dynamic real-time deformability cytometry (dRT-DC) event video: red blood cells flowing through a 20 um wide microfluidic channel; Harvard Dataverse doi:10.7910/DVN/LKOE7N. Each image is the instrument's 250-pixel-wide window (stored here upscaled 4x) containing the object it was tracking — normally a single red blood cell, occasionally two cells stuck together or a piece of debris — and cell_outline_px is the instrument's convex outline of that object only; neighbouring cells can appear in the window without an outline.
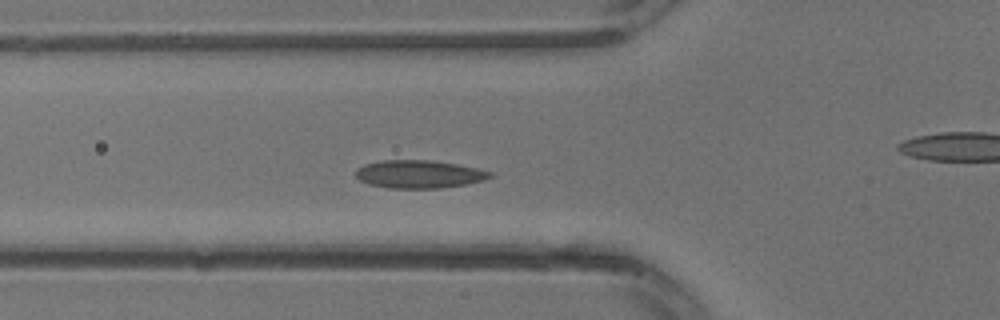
{"species": "common noctule bat (a hibernating species)", "species_latin": "Nyctalus noctula", "temperature_condition": "warm", "stored_images_in_passage": 20, "segment_of_instrument_passage": [1, 2], "camera_frame_rate_fps": 3000, "um_per_image_px": 0.085, "animal": {"sex": "male", "body_mass_g": 13.3}, "frame": {"image": 1, "passage_image": 9, "time_ms": 2.667, "image_size_px": [1000, 320], "cell_outline_px": [[492, 176], [484, 180], [468, 184], [440, 188], [388, 188], [368, 184], [360, 180], [356, 176], [356, 168], [364, 164], [380, 160], [428, 160], [456, 164], [476, 168], [492, 172]], "centroid_in_image_um": [35.59, 14.8], "position_along_channel_um": 90.2, "area_um2": 21.91}}
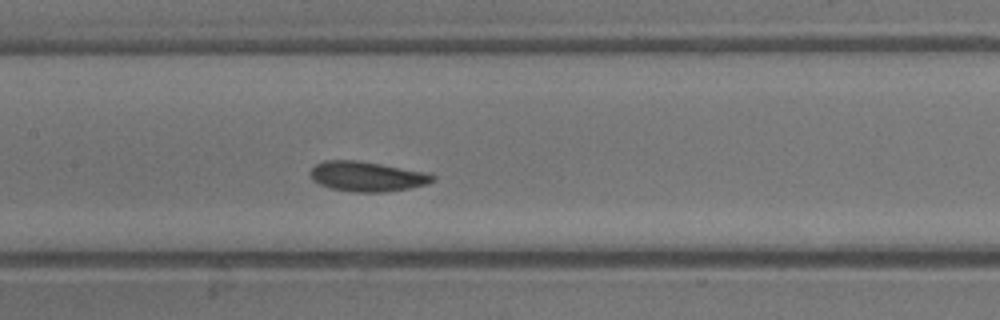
{"frame": {"image": 2, "passage_image": 13, "time_ms": 4.0, "image_size_px": [1000, 320], "cell_outline_px": [[436, 180], [428, 184], [408, 188], [384, 192], [352, 192], [332, 188], [320, 184], [312, 180], [308, 172], [316, 164], [324, 160], [360, 160], [428, 172], [436, 176]], "centroid_in_image_um": [31.22, 14.98], "position_along_channel_um": 176.2, "area_um2": 21.62}}
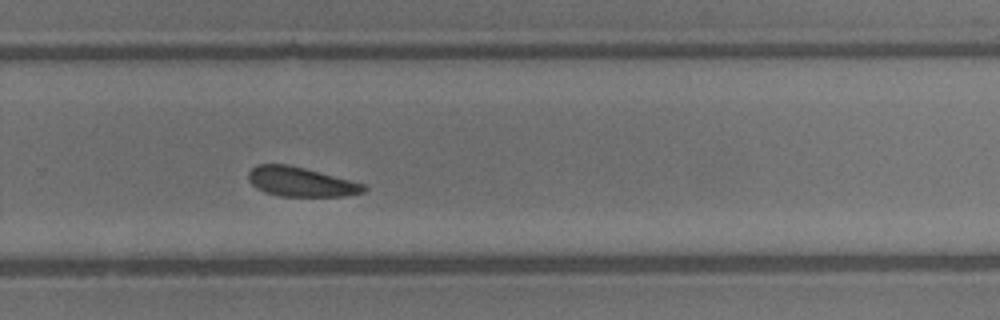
{"frame": {"image": 3, "passage_image": 19, "time_ms": 6.0, "image_size_px": [1000, 320], "cell_outline_px": [[368, 188], [364, 192], [344, 196], [280, 196], [264, 192], [256, 188], [248, 180], [248, 172], [256, 164], [288, 164], [304, 168], [364, 184]], "centroid_in_image_um": [25.53, 15.45], "position_along_channel_um": 304.3, "area_um2": 19.71}}